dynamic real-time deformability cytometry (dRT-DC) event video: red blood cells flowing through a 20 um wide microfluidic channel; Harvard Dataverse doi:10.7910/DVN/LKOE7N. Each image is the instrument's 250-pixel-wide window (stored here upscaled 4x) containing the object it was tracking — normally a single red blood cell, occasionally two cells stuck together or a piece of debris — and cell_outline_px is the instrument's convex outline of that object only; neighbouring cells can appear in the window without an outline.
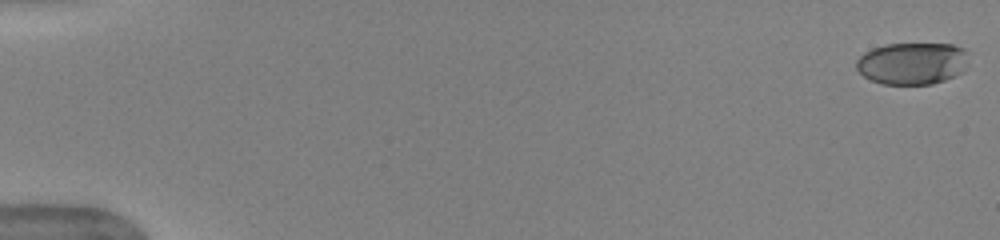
{"species": "human", "species_latin": "Homo sapiens", "temperature_condition": "warm", "stored_images_in_passage": 52, "camera_frame_rate_fps": 3000, "um_per_image_px": 0.085, "donor": {"sex": "female"}, "frame": {"image": 1, "passage_image": 1, "time_ms": 0.0, "image_size_px": [1000, 240], "cell_outline_px": [[968, 52], [960, 72], [944, 80], [932, 84], [884, 84], [872, 80], [864, 76], [856, 68], [856, 60], [864, 52], [872, 48], [884, 44], [952, 44], [964, 48]], "centroid_in_image_um": [77.48, 5.37], "position_along_channel_um": 7.5, "area_um2": 27.22}}
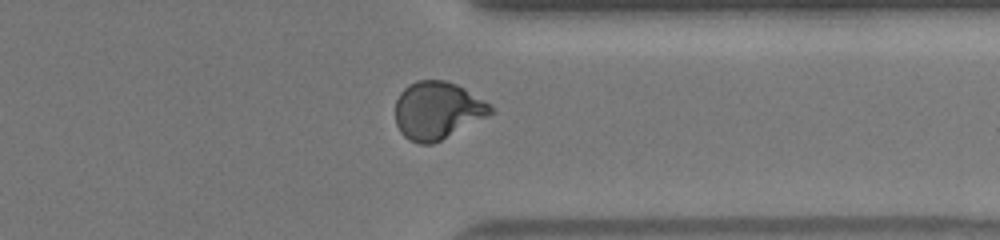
{"frame": {"image": 2, "passage_image": 42, "time_ms": 13.667, "image_size_px": [1000, 240], "cell_outline_px": [[496, 112], [432, 144], [420, 144], [408, 140], [400, 132], [396, 124], [396, 100], [400, 92], [408, 84], [416, 80], [444, 80], [456, 84], [464, 88], [488, 104]], "centroid_in_image_um": [37.14, 9.38], "position_along_channel_um": 374.3, "area_um2": 31.79}}
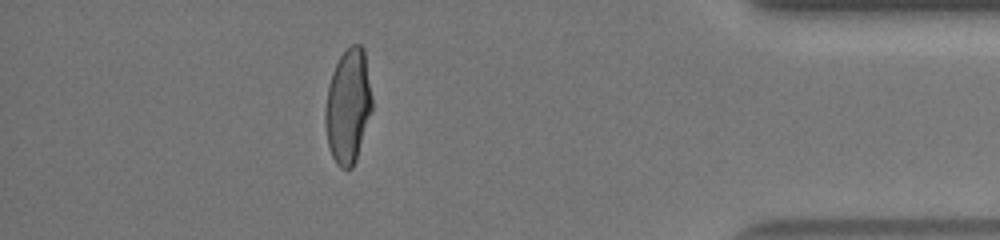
{"frame": {"image": 3, "passage_image": 47, "time_ms": 15.333, "image_size_px": [1000, 240], "cell_outline_px": [[372, 112], [356, 160], [352, 168], [340, 168], [336, 164], [332, 156], [328, 144], [324, 124], [324, 112], [328, 84], [332, 72], [340, 56], [352, 44], [360, 44], [364, 48], [372, 96]], "centroid_in_image_um": [29.58, 9.03], "position_along_channel_um": 405.6, "area_um2": 31.5}, "authors_computed_cell_mechanics": {"area_um2": 31.3854, "velocity_mm_per_s": 3.9503, "shape_relaxation_time_tau1_ms": 4.7269, "shape_relaxation_time_tau2_ms": 0.767, "deformation_change_tau1": 0.2084, "deformation_change_tau2": 0.0534}}